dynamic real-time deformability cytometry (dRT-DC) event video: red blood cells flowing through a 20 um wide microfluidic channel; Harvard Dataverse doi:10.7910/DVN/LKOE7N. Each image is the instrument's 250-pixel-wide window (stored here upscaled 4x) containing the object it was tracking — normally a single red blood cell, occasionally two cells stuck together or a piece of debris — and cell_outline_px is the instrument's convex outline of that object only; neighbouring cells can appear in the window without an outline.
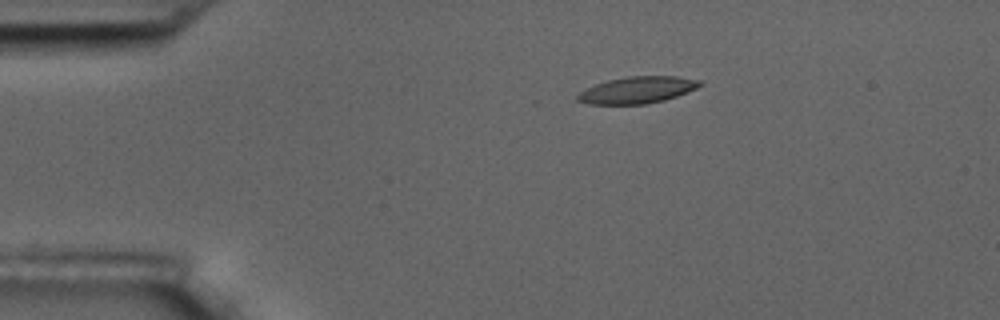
{"species": "common noctule bat (a hibernating species)", "species_latin": "Nyctalus noctula", "temperature_condition": "room temperature", "stored_images_in_passage": 5, "camera_frame_rate_fps": 3000, "um_per_image_px": 0.085, "animal": {"sex": "male", "body_mass_g": 17.5, "forearm_length_mm": 52.3}, "frame": {"image": 1, "passage_image": 4, "time_ms": 3.333, "image_size_px": [1000, 320], "cell_outline_px": [[704, 84], [696, 88], [676, 96], [664, 100], [644, 104], [588, 104], [576, 100], [576, 96], [580, 92], [596, 84], [608, 80], [628, 76], [676, 76], [700, 80]], "centroid_in_image_um": [54.17, 7.64], "position_along_channel_um": 30.8, "area_um2": 18.9}}